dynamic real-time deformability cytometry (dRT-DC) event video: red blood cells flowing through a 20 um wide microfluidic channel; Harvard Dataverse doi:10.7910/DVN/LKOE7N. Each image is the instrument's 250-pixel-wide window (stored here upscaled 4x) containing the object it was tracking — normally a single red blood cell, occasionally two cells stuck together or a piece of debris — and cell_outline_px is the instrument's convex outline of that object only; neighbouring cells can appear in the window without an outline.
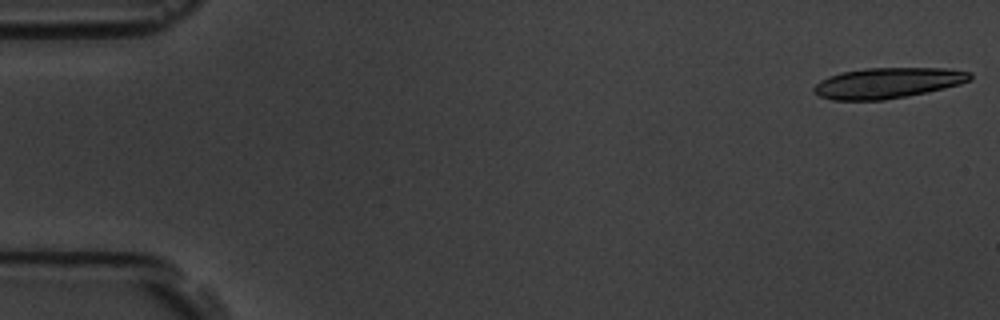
{"species": "common noctule bat (a hibernating species)", "species_latin": "Nyctalus noctula", "temperature_condition": "room temperature", "stored_images_in_passage": 5, "camera_frame_rate_fps": 3000, "um_per_image_px": 0.085, "animal": {"sex": "male", "body_mass_g": 19.5, "forearm_length_mm": 54.6}, "frame": {"image": 1, "passage_image": 1, "time_ms": 0.0, "image_size_px": [1000, 320], "cell_outline_px": [[972, 80], [960, 84], [928, 92], [884, 100], [832, 100], [820, 96], [812, 92], [812, 88], [820, 80], [828, 76], [844, 72], [868, 68], [944, 68], [972, 72]], "centroid_in_image_um": [75.46, 7.05], "position_along_channel_um": 9.5, "area_um2": 27.92}}